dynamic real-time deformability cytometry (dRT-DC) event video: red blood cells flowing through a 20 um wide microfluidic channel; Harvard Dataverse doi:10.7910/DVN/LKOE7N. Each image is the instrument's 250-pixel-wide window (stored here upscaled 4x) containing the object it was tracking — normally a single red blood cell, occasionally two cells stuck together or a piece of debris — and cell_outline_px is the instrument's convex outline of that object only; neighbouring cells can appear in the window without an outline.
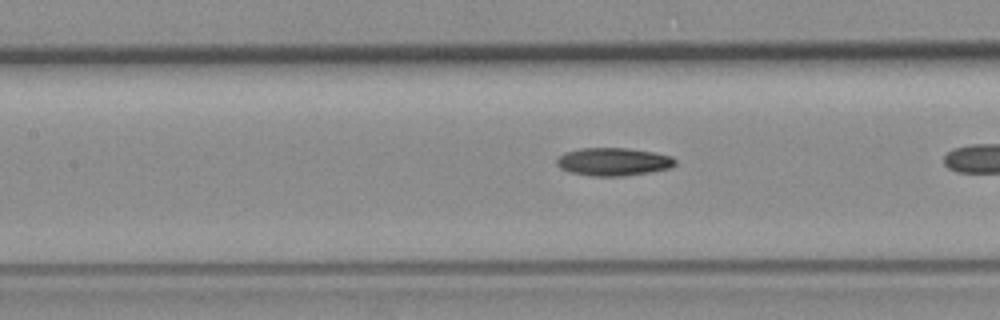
{"species": "common noctule bat (a hibernating species)", "species_latin": "Nyctalus noctula", "temperature_condition": "room temperature", "stored_images_in_passage": 7, "camera_frame_rate_fps": 3000, "um_per_image_px": 0.085, "animal": {"sex": "female", "body_mass_g": 19.3, "forearm_length_mm": 54.1}, "frame": {"image": 1, "passage_image": 5, "time_ms": 1.333, "image_size_px": [1000, 320], "cell_outline_px": [[676, 164], [672, 168], [624, 176], [592, 176], [568, 172], [560, 168], [556, 164], [556, 160], [564, 152], [580, 148], [628, 148], [652, 152], [672, 156], [676, 160]], "centroid_in_image_um": [52.12, 13.75], "position_along_channel_um": 155.3, "area_um2": 19.42}}